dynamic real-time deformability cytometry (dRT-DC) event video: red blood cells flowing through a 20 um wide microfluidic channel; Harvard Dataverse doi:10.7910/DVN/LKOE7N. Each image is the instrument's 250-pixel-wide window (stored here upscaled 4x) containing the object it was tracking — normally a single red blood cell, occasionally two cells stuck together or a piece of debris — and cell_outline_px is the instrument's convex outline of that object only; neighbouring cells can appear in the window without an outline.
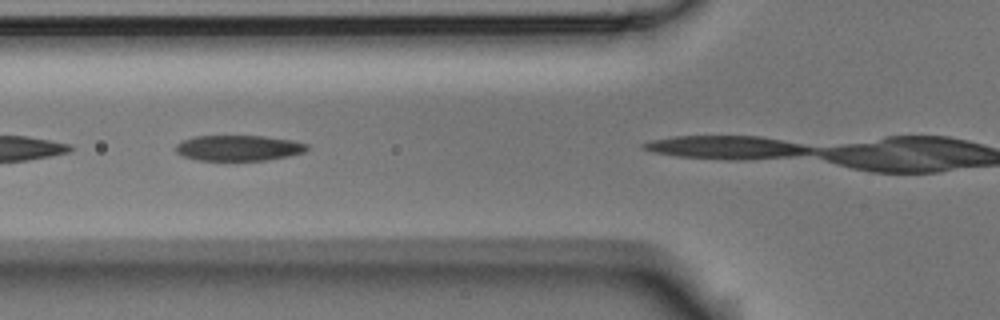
{"species": "Egyptian fruit bat (a non-hibernating species)", "species_latin": "Rousettus aegyptiacus", "temperature_condition": "room temperature", "stored_images_in_passage": 9, "camera_frame_rate_fps": 3000, "um_per_image_px": 0.085, "animal": {"sex": "male"}, "frame": {"image": 1, "passage_image": 6, "time_ms": 1.667, "image_size_px": [1000, 320], "cell_outline_px": [[308, 148], [304, 152], [288, 156], [264, 160], [196, 160], [184, 156], [176, 152], [176, 144], [184, 140], [196, 136], [264, 136], [292, 140], [308, 144]], "centroid_in_image_um": [20.29, 12.57], "position_along_channel_um": 105.5, "area_um2": 19.42}}